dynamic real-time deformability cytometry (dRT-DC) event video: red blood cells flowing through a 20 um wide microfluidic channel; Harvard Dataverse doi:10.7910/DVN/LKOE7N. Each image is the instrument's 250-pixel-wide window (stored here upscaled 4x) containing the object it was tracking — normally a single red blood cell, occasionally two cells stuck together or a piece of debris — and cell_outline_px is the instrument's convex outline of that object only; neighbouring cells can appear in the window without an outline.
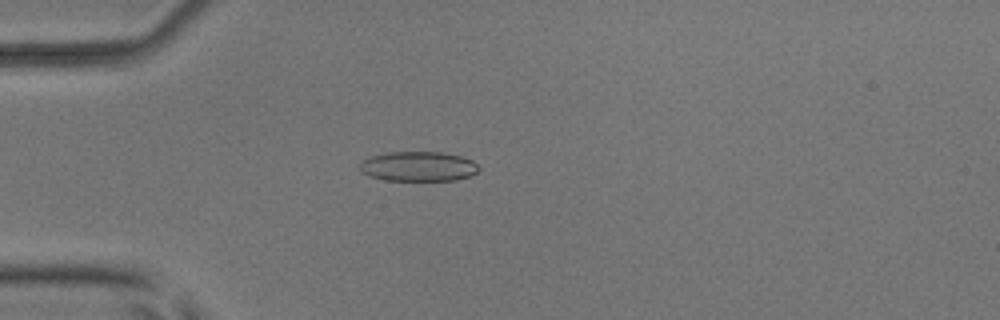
{"species": "common noctule bat (a hibernating species)", "species_latin": "Nyctalus noctula", "temperature_condition": "room temperature", "stored_images_in_passage": 53, "camera_frame_rate_fps": 3000, "um_per_image_px": 0.085, "animal": {"sex": "male", "body_mass_g": 17.9, "forearm_length_mm": 54.2}, "frame": {"image": 1, "passage_image": 15, "time_ms": 4.667, "image_size_px": [1000, 320], "cell_outline_px": [[480, 168], [476, 172], [468, 176], [456, 180], [384, 180], [368, 176], [360, 172], [360, 164], [368, 156], [384, 152], [444, 152], [460, 156], [472, 160]], "centroid_in_image_um": [35.51, 14.14], "position_along_channel_um": 49.5, "area_um2": 20.75}}
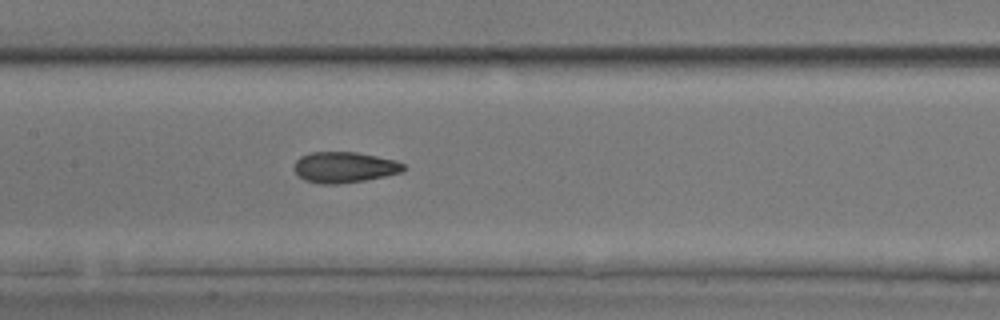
{"frame": {"image": 2, "passage_image": 26, "time_ms": 8.333, "image_size_px": [1000, 320], "cell_outline_px": [[404, 168], [400, 172], [384, 176], [364, 180], [336, 184], [320, 184], [304, 180], [292, 168], [296, 160], [300, 156], [308, 152], [356, 152], [396, 160], [404, 164]], "centroid_in_image_um": [29.22, 14.21], "position_along_channel_um": 178.2, "area_um2": 19.59}}
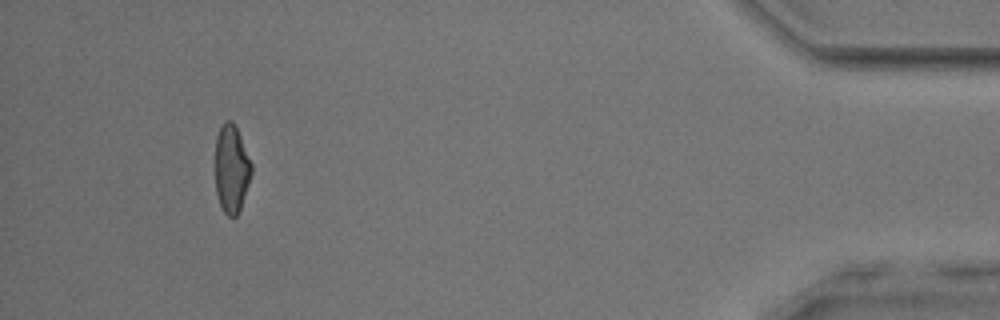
{"frame": {"image": 3, "passage_image": 49, "time_ms": 16.0, "image_size_px": [1000, 320], "cell_outline_px": [[252, 172], [240, 208], [236, 216], [228, 216], [224, 212], [220, 204], [216, 192], [216, 136], [224, 120], [232, 120], [240, 136], [252, 164]], "centroid_in_image_um": [19.67, 14.33], "position_along_channel_um": 415.5, "area_um2": 18.26}, "authors_computed_cell_mechanics": {"area_um2": 19.8254, "velocity_mm_per_s": 3.9486, "shape_relaxation_time_tau1_ms": 6.713, "shape_relaxation_time_tau2_ms": 1.4203, "deformation_change_tau1": 0.1707, "deformation_change_tau2": 0.0729}}